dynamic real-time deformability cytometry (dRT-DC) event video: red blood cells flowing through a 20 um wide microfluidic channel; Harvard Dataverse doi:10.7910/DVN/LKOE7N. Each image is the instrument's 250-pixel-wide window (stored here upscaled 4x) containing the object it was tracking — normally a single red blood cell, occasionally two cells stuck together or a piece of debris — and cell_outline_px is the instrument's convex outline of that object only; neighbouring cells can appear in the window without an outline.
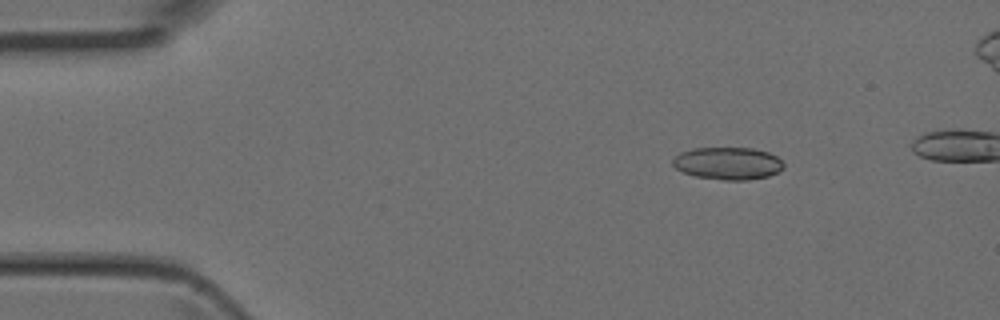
{"species": "Egyptian fruit bat (a non-hibernating species)", "species_latin": "Rousettus aegyptiacus", "temperature_condition": "room temperature", "stored_images_in_passage": 5, "camera_frame_rate_fps": 3000, "um_per_image_px": 0.085, "animal": {"sex": "female"}, "frame": {"image": 1, "passage_image": 2, "time_ms": 0.333, "image_size_px": [1000, 320], "cell_outline_px": [[784, 168], [780, 172], [768, 176], [748, 180], [724, 180], [696, 176], [684, 172], [676, 168], [672, 164], [672, 160], [680, 152], [692, 148], [752, 148], [768, 152], [776, 156], [784, 164]], "centroid_in_image_um": [61.89, 13.88], "position_along_channel_um": 23.1, "area_um2": 20.98}}